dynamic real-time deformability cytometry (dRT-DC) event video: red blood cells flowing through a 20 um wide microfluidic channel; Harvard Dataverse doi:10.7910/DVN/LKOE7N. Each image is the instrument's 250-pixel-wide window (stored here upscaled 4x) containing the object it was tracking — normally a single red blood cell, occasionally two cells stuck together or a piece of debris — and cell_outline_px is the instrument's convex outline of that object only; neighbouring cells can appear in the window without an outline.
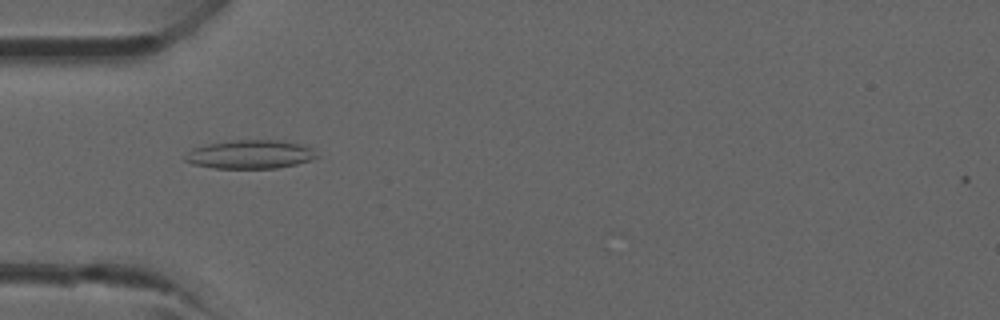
{"species": "common noctule bat (a hibernating species)", "species_latin": "Nyctalus noctula", "temperature_condition": "room temperature", "stored_images_in_passage": 30, "camera_frame_rate_fps": 3000, "um_per_image_px": 0.085, "animal": {"sex": "male", "forearm_length_mm": 52.5}, "frame": {"image": 1, "passage_image": 2, "time_ms": 0.333, "image_size_px": [1000, 320], "cell_outline_px": [[320, 156], [312, 160], [296, 164], [276, 168], [212, 168], [192, 164], [184, 160], [184, 156], [192, 148], [208, 144], [236, 140], [280, 140], [300, 144], [312, 148]], "centroid_in_image_um": [21.28, 13.12], "position_along_channel_um": 63.7, "area_um2": 22.02}}
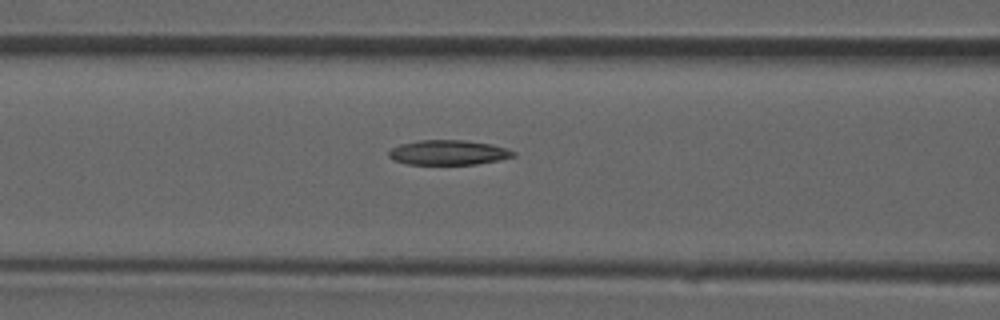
{"frame": {"image": 2, "passage_image": 6, "time_ms": 1.667, "image_size_px": [1000, 320], "cell_outline_px": [[516, 156], [500, 160], [476, 164], [408, 164], [392, 160], [388, 156], [388, 152], [392, 148], [400, 144], [420, 140], [464, 140], [492, 144], [508, 148], [516, 152]], "centroid_in_image_um": [38.14, 12.96], "position_along_channel_um": 128.5, "area_um2": 18.15}}
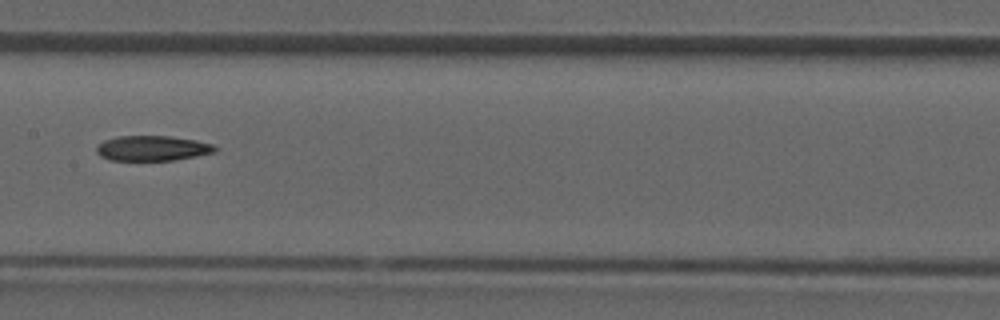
{"frame": {"image": 3, "passage_image": 10, "time_ms": 3.0, "image_size_px": [1000, 320], "cell_outline_px": [[216, 152], [196, 156], [172, 160], [108, 160], [100, 156], [96, 152], [96, 148], [104, 140], [116, 136], [168, 136], [196, 140], [212, 144], [216, 148]], "centroid_in_image_um": [12.93, 12.6], "position_along_channel_um": 194.5, "area_um2": 17.28}}